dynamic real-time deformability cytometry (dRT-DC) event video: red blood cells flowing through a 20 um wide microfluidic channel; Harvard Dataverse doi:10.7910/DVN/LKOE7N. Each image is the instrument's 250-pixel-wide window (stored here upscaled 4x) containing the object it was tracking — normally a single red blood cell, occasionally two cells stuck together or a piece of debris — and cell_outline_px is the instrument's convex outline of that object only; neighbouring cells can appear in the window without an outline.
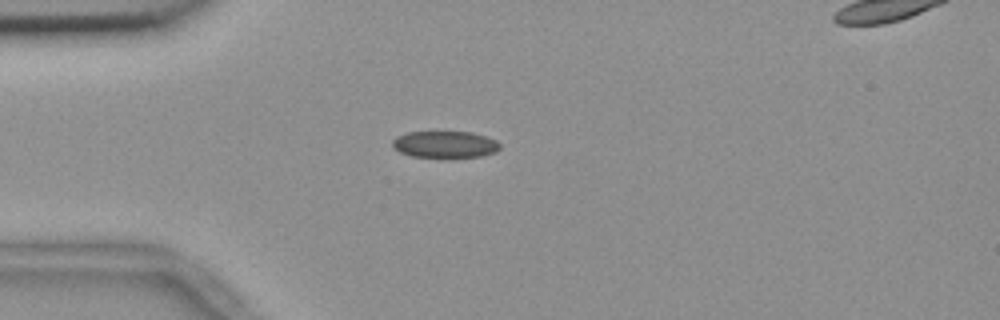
{"species": "common noctule bat (a hibernating species)", "species_latin": "Nyctalus noctula", "temperature_condition": "room temperature", "stored_images_in_passage": 42, "camera_frame_rate_fps": 3000, "um_per_image_px": 0.085, "animal": {"sex": "female", "body_mass_g": 18.4}, "frame": {"image": 1, "passage_image": 1, "time_ms": 0.0, "image_size_px": [1000, 320], "cell_outline_px": [[500, 148], [496, 152], [480, 156], [412, 156], [400, 152], [392, 148], [392, 140], [396, 136], [408, 132], [472, 132], [496, 140], [500, 144]], "centroid_in_image_um": [37.8, 12.26], "position_along_channel_um": 47.2, "area_um2": 16.47}}
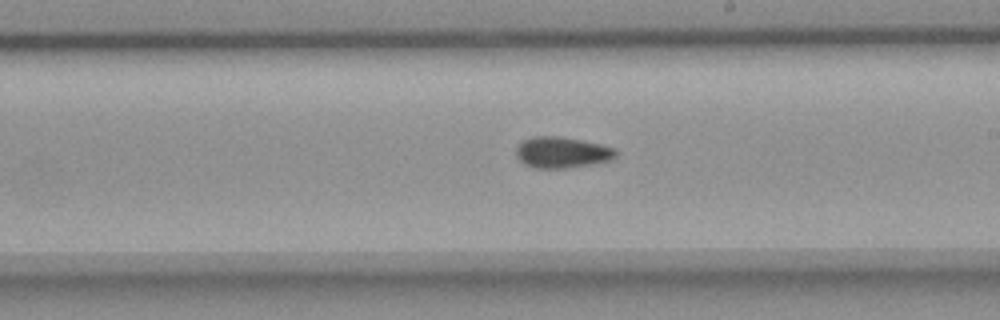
{"frame": {"image": 2, "passage_image": 18, "time_ms": 5.667, "image_size_px": [1000, 320], "cell_outline_px": [[616, 156], [612, 160], [592, 164], [568, 168], [532, 168], [524, 164], [516, 156], [516, 148], [524, 140], [532, 136], [560, 136], [600, 144], [616, 148]], "centroid_in_image_um": [47.77, 12.96], "position_along_channel_um": 241.2, "area_um2": 18.15}}
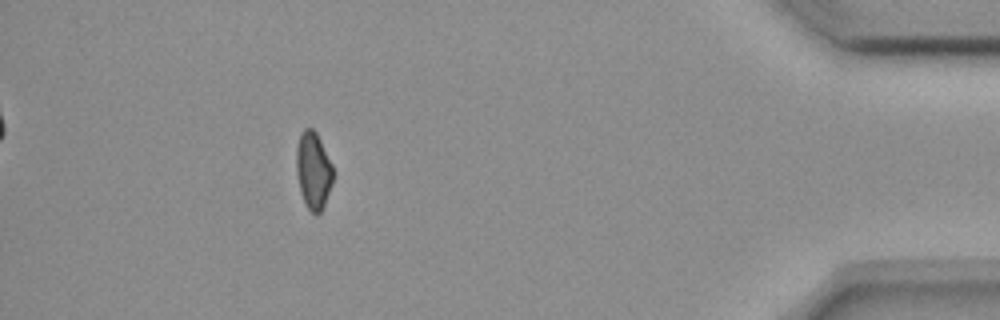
{"frame": {"image": 3, "passage_image": 36, "time_ms": 11.667, "image_size_px": [1000, 320], "cell_outline_px": [[336, 172], [332, 184], [324, 204], [320, 212], [316, 216], [304, 204], [300, 192], [296, 172], [296, 148], [300, 132], [304, 128], [312, 128], [316, 132]], "centroid_in_image_um": [26.63, 14.49], "position_along_channel_um": 408.6, "area_um2": 16.82}, "authors_computed_cell_mechanics": {"area_um2": 17.4845, "velocity_mm_per_s": 3.6883, "shape_relaxation_time_tau1_ms": null, "shape_relaxation_time_tau2_ms": 10.9295, "deformation_change_tau1": null, "deformation_change_tau2": 0.1264}}